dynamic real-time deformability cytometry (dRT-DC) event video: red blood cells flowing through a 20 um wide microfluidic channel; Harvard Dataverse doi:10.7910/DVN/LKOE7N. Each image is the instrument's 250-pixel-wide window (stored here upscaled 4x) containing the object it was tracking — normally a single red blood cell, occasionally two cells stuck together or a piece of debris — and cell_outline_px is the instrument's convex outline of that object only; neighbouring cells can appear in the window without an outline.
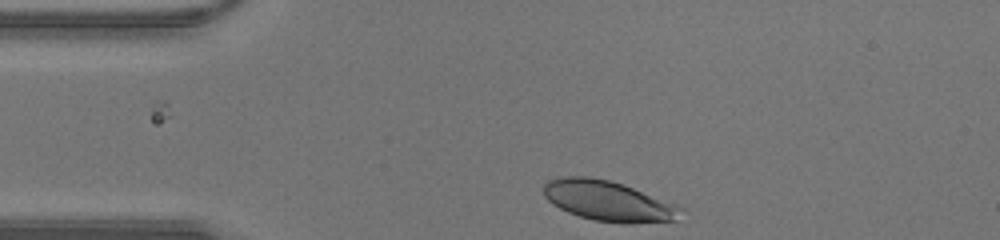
{"species": "human", "species_latin": "Homo sapiens", "temperature_condition": "warm", "stored_images_in_passage": 2, "camera_frame_rate_fps": 3000, "um_per_image_px": 0.085, "donor": {"sex": "male"}, "frame": {"image": 1, "passage_image": 2, "time_ms": 0.333, "image_size_px": [1000, 240], "cell_outline_px": [[684, 208], [676, 220], [628, 224], [624, 224], [592, 220], [568, 212], [552, 204], [544, 196], [544, 184], [548, 180], [560, 176], [588, 176], [608, 180], [624, 184], [676, 204]], "centroid_in_image_um": [51.69, 17.08], "position_along_channel_um": 33.3, "area_um2": 32.37}}